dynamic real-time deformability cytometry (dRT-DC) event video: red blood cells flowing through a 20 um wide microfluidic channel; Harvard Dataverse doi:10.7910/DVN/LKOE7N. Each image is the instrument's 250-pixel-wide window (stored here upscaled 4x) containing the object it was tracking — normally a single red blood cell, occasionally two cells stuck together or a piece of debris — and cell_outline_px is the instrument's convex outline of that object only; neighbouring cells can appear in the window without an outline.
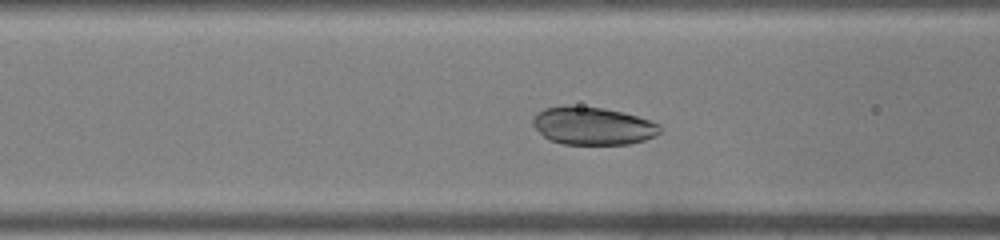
{"species": "common noctule bat (a hibernating species)", "species_latin": "Nyctalus noctula", "temperature_condition": "warm", "stored_images_in_passage": 40, "camera_frame_rate_fps": 3000, "um_per_image_px": 0.085, "animal": {"sex": "male", "body_mass_g": 19.0, "forearm_length_mm": 50.8}, "frame": {"image": 1, "passage_image": 13, "time_ms": 4.0, "image_size_px": [1000, 240], "cell_outline_px": [[664, 128], [656, 136], [644, 140], [628, 144], [564, 144], [548, 140], [532, 124], [532, 116], [536, 112], [544, 108], [568, 104], [604, 108], [624, 112], [660, 124]], "centroid_in_image_um": [50.37, 10.68], "position_along_channel_um": 116.2, "area_um2": 28.44}}
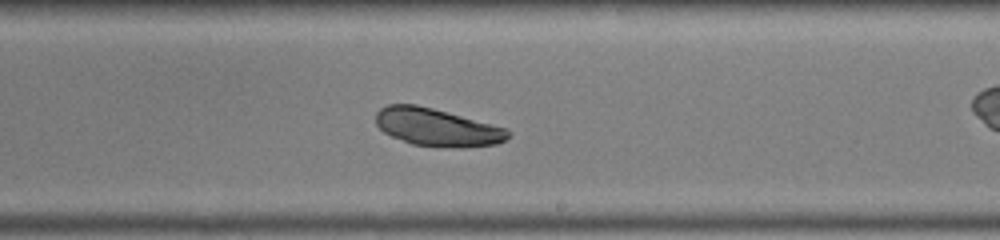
{"frame": {"image": 2, "passage_image": 22, "time_ms": 7.0, "image_size_px": [1000, 240], "cell_outline_px": [[508, 136], [504, 140], [496, 144], [460, 148], [412, 144], [392, 136], [384, 132], [376, 124], [376, 112], [380, 108], [388, 104], [416, 104], [432, 108], [508, 128]], "centroid_in_image_um": [37.13, 10.81], "position_along_channel_um": 251.9, "area_um2": 28.78}}
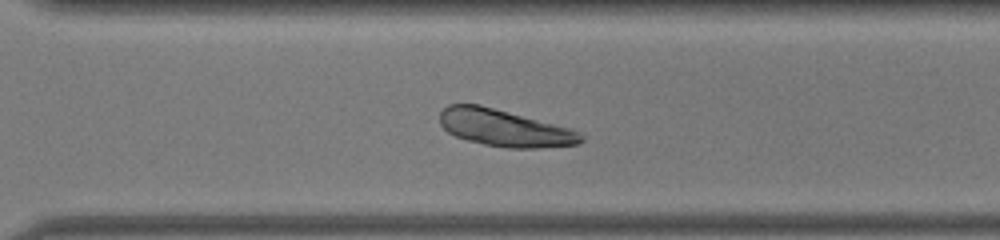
{"frame": {"image": 3, "passage_image": 27, "time_ms": 8.667, "image_size_px": [1000, 240], "cell_outline_px": [[584, 140], [576, 144], [540, 148], [508, 148], [484, 144], [468, 140], [456, 136], [448, 132], [440, 124], [440, 112], [448, 104], [480, 104], [572, 128], [584, 136]], "centroid_in_image_um": [42.89, 10.87], "position_along_channel_um": 327.7, "area_um2": 30.4}}